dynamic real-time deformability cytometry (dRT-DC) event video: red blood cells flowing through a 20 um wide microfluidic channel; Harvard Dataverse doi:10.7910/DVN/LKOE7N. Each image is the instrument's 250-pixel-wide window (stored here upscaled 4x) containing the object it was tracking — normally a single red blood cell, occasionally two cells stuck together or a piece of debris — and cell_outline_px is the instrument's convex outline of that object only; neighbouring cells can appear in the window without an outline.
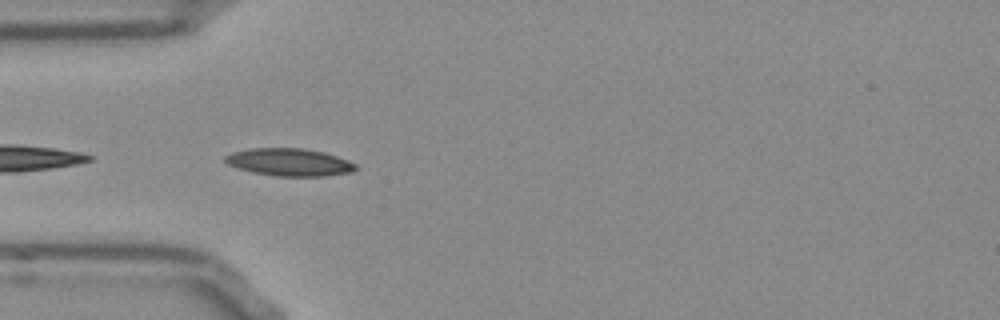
{"species": "Egyptian fruit bat (a non-hibernating species)", "species_latin": "Rousettus aegyptiacus", "temperature_condition": "room temperature", "stored_images_in_passage": 9, "camera_frame_rate_fps": 3000, "um_per_image_px": 0.085, "frame": {"image": 1, "passage_image": 1, "time_ms": 0.0, "image_size_px": [1000, 320], "cell_outline_px": [[360, 168], [352, 172], [324, 176], [276, 176], [252, 172], [228, 164], [224, 160], [224, 156], [232, 152], [248, 148], [304, 148], [324, 152], [348, 160], [356, 164]], "centroid_in_image_um": [24.62, 13.78], "position_along_channel_um": 60.4, "area_um2": 21.04}}